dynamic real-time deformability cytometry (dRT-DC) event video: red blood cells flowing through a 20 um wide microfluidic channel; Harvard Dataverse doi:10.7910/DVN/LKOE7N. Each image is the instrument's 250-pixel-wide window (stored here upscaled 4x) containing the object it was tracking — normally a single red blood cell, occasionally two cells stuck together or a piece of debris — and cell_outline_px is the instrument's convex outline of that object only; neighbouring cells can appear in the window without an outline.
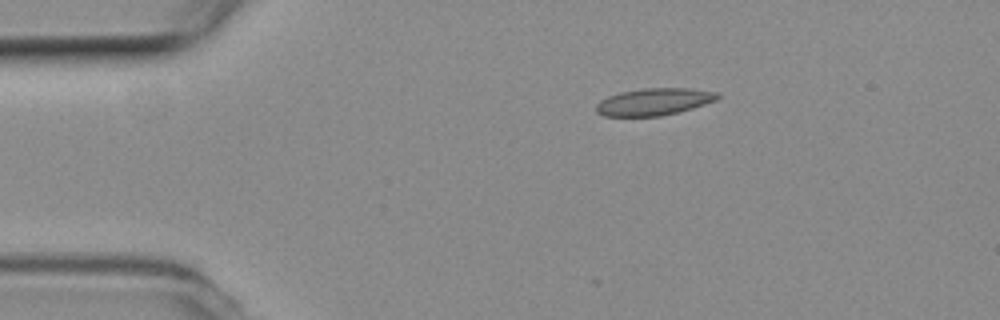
{"species": "common noctule bat (a hibernating species)", "species_latin": "Nyctalus noctula", "temperature_condition": "room temperature", "stored_images_in_passage": 45, "camera_frame_rate_fps": 3000, "um_per_image_px": 0.085, "animal": {"sex": "female", "body_mass_g": 19.3, "forearm_length_mm": 54.1}, "frame": {"image": 1, "passage_image": 1, "time_ms": 0.0, "image_size_px": [1000, 320], "cell_outline_px": [[720, 96], [716, 100], [692, 108], [660, 116], [604, 116], [596, 112], [596, 104], [600, 100], [608, 96], [620, 92], [644, 88], [688, 88], [720, 92]], "centroid_in_image_um": [55.58, 8.64], "position_along_channel_um": 29.4, "area_um2": 19.13}}
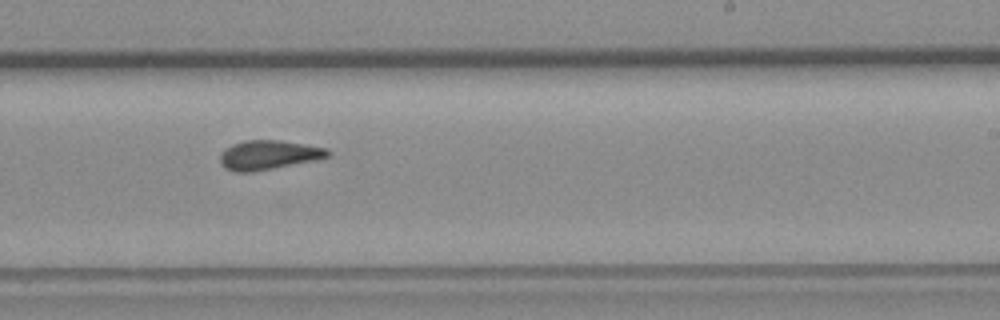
{"frame": {"image": 2, "passage_image": 24, "time_ms": 7.667, "image_size_px": [1000, 320], "cell_outline_px": [[328, 156], [316, 160], [252, 172], [236, 172], [224, 168], [220, 164], [220, 156], [232, 144], [244, 140], [276, 140], [304, 144], [324, 148], [328, 152]], "centroid_in_image_um": [22.78, 13.18], "position_along_channel_um": 266.2, "area_um2": 18.03}}
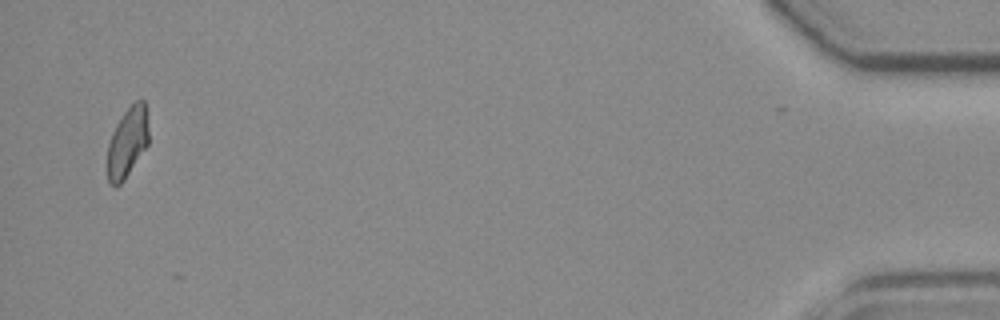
{"frame": {"image": 3, "passage_image": 44, "time_ms": 14.333, "image_size_px": [1000, 320], "cell_outline_px": [[148, 144], [124, 180], [120, 184], [112, 184], [108, 180], [108, 144], [112, 132], [116, 124], [124, 112], [136, 100], [144, 100], [148, 128]], "centroid_in_image_um": [10.83, 12.08], "position_along_channel_um": 424.4, "area_um2": 16.47}, "authors_computed_cell_mechanics": {"area_um2": 18.0336, "velocity_mm_per_s": 3.7676, "shape_relaxation_time_tau1_ms": null, "shape_relaxation_time_tau2_ms": 1.8943, "deformation_change_tau1": null, "deformation_change_tau2": 0.0832}}